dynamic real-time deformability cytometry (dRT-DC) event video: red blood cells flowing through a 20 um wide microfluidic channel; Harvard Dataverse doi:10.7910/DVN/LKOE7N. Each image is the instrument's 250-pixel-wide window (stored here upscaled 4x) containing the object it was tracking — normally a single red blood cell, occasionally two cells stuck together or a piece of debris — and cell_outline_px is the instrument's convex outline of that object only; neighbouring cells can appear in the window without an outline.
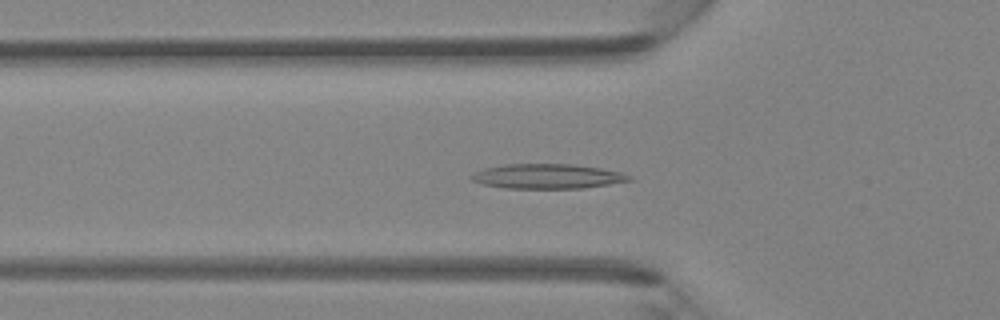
{"species": "Egyptian fruit bat (a non-hibernating species)", "species_latin": "Rousettus aegyptiacus", "temperature_condition": "room temperature", "stored_images_in_passage": 43, "camera_frame_rate_fps": 3000, "um_per_image_px": 0.085, "animal": {"sex": "female"}, "frame": {"image": 1, "passage_image": 12, "time_ms": 3.667, "image_size_px": [1000, 320], "cell_outline_px": [[632, 180], [584, 188], [504, 188], [484, 184], [472, 180], [472, 176], [476, 172], [484, 168], [504, 164], [572, 164], [600, 168], [620, 172], [632, 176]], "centroid_in_image_um": [46.55, 14.98], "position_along_channel_um": 79.3, "area_um2": 22.48}}
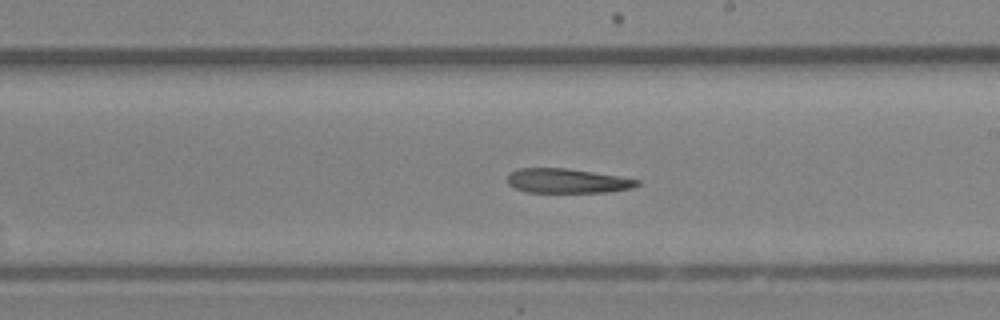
{"frame": {"image": 2, "passage_image": 23, "time_ms": 7.333, "image_size_px": [1000, 320], "cell_outline_px": [[640, 184], [632, 188], [608, 192], [528, 192], [516, 188], [508, 184], [508, 172], [516, 168], [568, 168], [620, 176], [640, 180]], "centroid_in_image_um": [48.22, 15.36], "position_along_channel_um": 240.8, "area_um2": 18.61}}
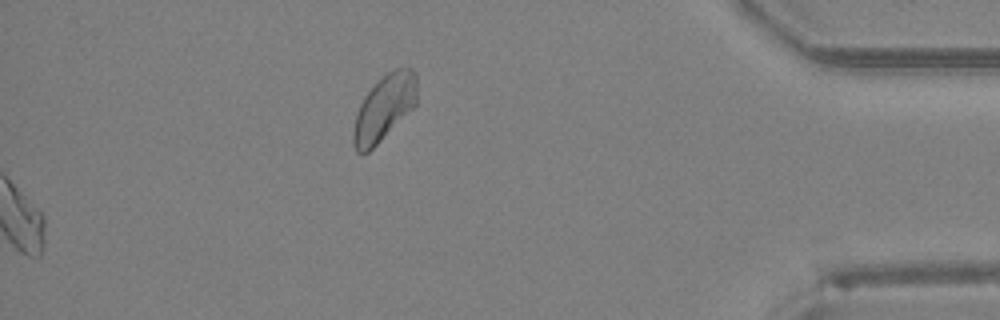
{"frame": {"image": 3, "passage_image": 43, "time_ms": 14.0, "image_size_px": [1000, 320], "cell_outline_px": [[416, 104], [368, 152], [356, 152], [352, 140], [352, 132], [356, 116], [360, 104], [364, 96], [388, 72], [396, 68], [408, 64], [416, 72]], "centroid_in_image_um": [32.66, 9.12], "position_along_channel_um": 402.5, "area_um2": 23.87}}